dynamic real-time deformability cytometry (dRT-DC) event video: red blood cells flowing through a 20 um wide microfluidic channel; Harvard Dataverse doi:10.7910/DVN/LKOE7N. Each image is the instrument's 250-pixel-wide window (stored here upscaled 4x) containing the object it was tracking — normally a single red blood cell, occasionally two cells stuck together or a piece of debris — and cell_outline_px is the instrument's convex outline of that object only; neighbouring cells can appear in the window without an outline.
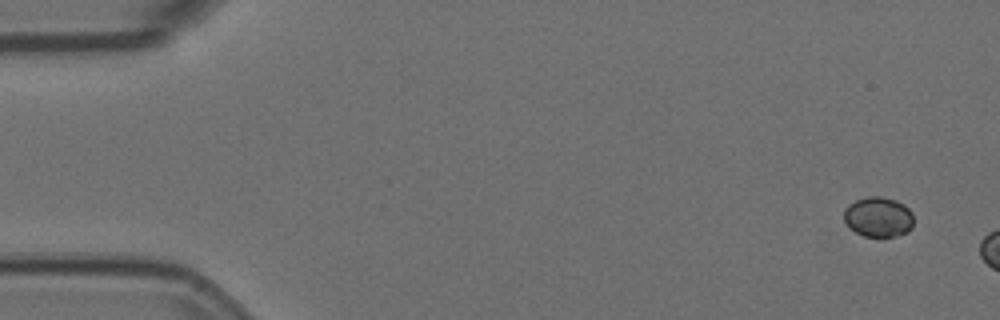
{"species": "Egyptian fruit bat (a non-hibernating species)", "species_latin": "Rousettus aegyptiacus", "temperature_condition": "room temperature", "stored_images_in_passage": 2, "camera_frame_rate_fps": 3000, "um_per_image_px": 0.085, "animal": {"sex": "female"}, "frame": {"image": 1, "passage_image": 1, "time_ms": 0.0, "image_size_px": [1000, 320], "cell_outline_px": [[912, 228], [908, 232], [896, 236], [864, 236], [856, 232], [844, 220], [844, 208], [848, 204], [856, 200], [868, 196], [880, 196], [896, 200], [904, 204], [912, 212]], "centroid_in_image_um": [74.67, 18.42], "position_along_channel_um": 10.3, "area_um2": 16.24}}